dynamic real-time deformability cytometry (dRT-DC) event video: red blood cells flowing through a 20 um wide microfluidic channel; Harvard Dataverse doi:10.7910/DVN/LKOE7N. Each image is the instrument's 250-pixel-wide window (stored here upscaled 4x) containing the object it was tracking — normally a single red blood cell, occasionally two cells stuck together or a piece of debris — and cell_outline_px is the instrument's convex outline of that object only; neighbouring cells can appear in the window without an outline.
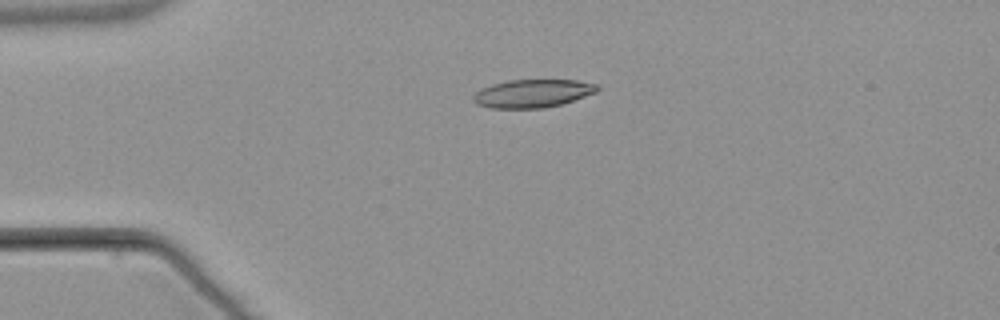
{"species": "common noctule bat (a hibernating species)", "species_latin": "Nyctalus noctula", "temperature_condition": "warm", "stored_images_in_passage": 3, "camera_frame_rate_fps": 3000, "um_per_image_px": 0.085, "animal": {"sex": "male", "body_mass_g": 21.5, "forearm_length_mm": 52.0}, "frame": {"image": 1, "passage_image": 2, "time_ms": 1.333, "image_size_px": [1000, 320], "cell_outline_px": [[600, 88], [596, 92], [560, 104], [544, 108], [492, 108], [476, 104], [472, 100], [472, 96], [476, 92], [492, 84], [508, 80], [576, 80], [600, 84]], "centroid_in_image_um": [45.28, 7.93], "position_along_channel_um": 39.7, "area_um2": 20.23}}